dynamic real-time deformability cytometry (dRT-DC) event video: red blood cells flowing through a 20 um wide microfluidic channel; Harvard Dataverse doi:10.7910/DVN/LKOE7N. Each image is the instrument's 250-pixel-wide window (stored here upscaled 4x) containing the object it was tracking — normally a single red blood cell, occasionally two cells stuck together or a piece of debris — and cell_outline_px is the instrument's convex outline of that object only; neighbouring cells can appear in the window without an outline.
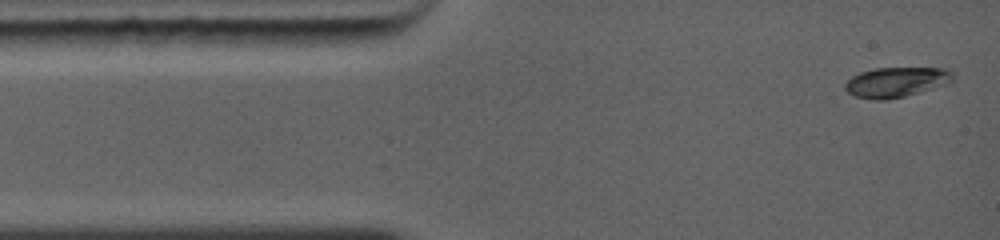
{"species": "common noctule bat (a hibernating species)", "species_latin": "Nyctalus noctula", "temperature_condition": "warm", "stored_images_in_passage": 32, "camera_frame_rate_fps": 5000, "um_per_image_px": 0.085, "animal": {"sex": "female", "body_mass_g": 19.0, "forearm_length_mm": 56.7}, "frame": {"image": 1, "passage_image": 1, "time_ms": 0.0, "image_size_px": [1000, 240], "cell_outline_px": [[956, 76], [948, 84], [904, 96], [884, 100], [876, 100], [856, 96], [848, 92], [844, 88], [844, 84], [852, 76], [860, 72], [876, 68], [944, 68], [952, 72]], "centroid_in_image_um": [76.19, 6.97], "position_along_channel_um": 8.8, "area_um2": 18.79}}
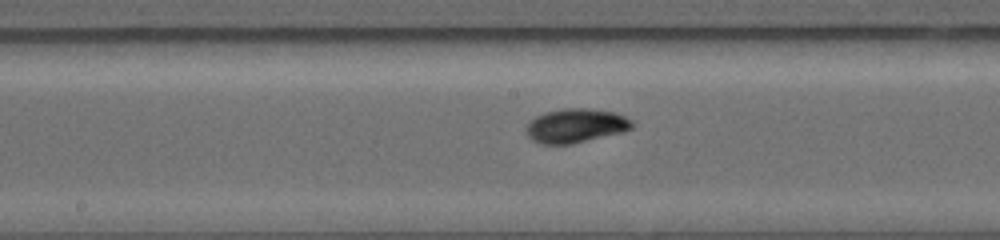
{"frame": {"image": 2, "passage_image": 14, "time_ms": 5.8, "image_size_px": [1000, 240], "cell_outline_px": [[636, 124], [632, 128], [624, 132], [572, 144], [540, 144], [532, 140], [524, 132], [524, 128], [536, 116], [544, 112], [564, 108], [588, 108], [616, 112], [632, 120]], "centroid_in_image_um": [48.95, 10.68], "position_along_channel_um": 199.2, "area_um2": 21.39}}
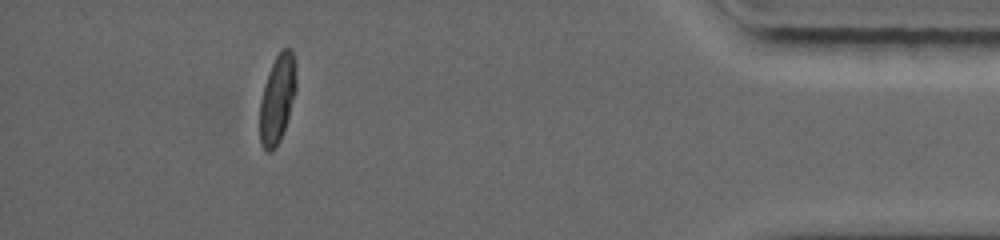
{"frame": {"image": 3, "passage_image": 28, "time_ms": 12.0, "image_size_px": [1000, 240], "cell_outline_px": [[296, 88], [288, 116], [280, 140], [272, 152], [268, 152], [264, 148], [260, 140], [260, 100], [268, 72], [280, 48], [292, 48], [296, 80]], "centroid_in_image_um": [23.56, 8.38], "position_along_channel_um": 411.6, "area_um2": 18.44}, "authors_computed_cell_mechanics": {"area_um2": 19.3919, "velocity_mm_per_s": 4.3886, "shape_relaxation_time_tau1_ms": 2.9161, "shape_relaxation_time_tau2_ms": 1.1728, "deformation_change_tau1": 0.1547, "deformation_change_tau2": 0.0194}}